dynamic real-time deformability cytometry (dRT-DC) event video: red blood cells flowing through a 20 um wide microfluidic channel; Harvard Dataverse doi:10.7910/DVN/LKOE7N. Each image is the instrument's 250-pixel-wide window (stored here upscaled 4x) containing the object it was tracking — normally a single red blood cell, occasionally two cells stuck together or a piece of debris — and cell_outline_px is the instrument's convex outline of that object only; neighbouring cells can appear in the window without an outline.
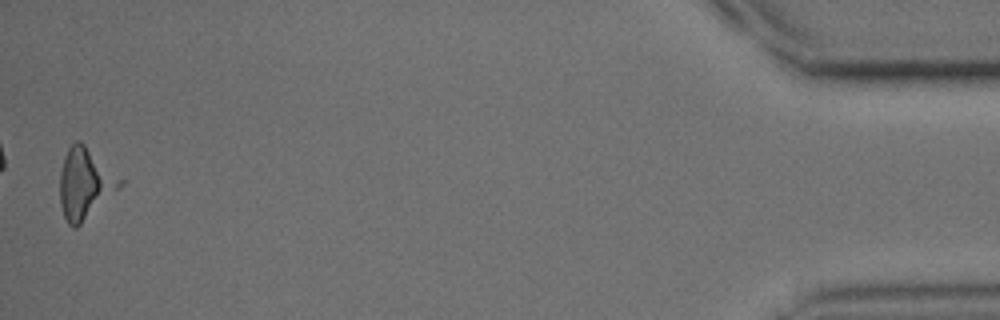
{"species": "common noctule bat (a hibernating species)", "species_latin": "Nyctalus noctula", "temperature_condition": "cold", "stored_images_in_passage": 42, "camera_frame_rate_fps": 3000, "um_per_image_px": 0.085, "animal": {"sex": "male", "body_mass_g": 15.6}, "frame": {"image": 1, "passage_image": 42, "time_ms": 13.667, "image_size_px": [1000, 320], "cell_outline_px": [[124, 184], [76, 228], [72, 228], [68, 224], [64, 216], [60, 204], [60, 172], [64, 156], [68, 148], [76, 140], [80, 140], [124, 180]], "centroid_in_image_um": [7.22, 15.59], "position_along_channel_um": 428.0, "area_um2": 24.62}}